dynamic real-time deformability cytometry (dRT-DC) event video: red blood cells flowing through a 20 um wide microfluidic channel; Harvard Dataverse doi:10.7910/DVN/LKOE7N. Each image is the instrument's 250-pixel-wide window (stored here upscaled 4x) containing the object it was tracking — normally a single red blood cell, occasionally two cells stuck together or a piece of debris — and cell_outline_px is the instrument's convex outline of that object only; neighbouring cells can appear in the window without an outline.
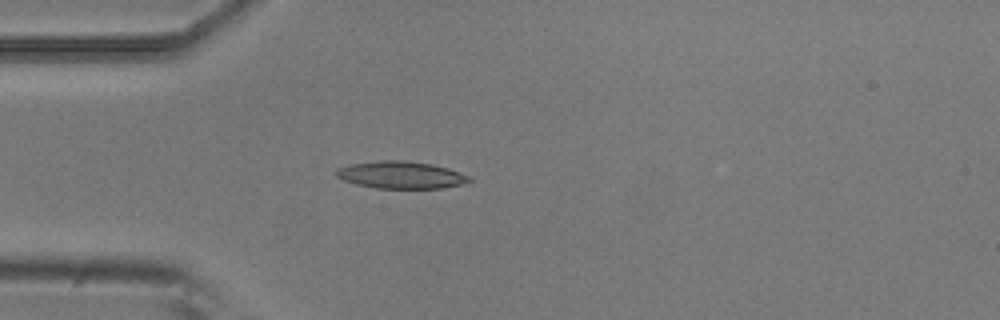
{"species": "common noctule bat (a hibernating species)", "species_latin": "Nyctalus noctula", "temperature_condition": "room temperature", "stored_images_in_passage": 2, "camera_frame_rate_fps": 3000, "um_per_image_px": 0.085, "animal": {"sex": "male", "body_mass_g": 20.5, "forearm_length_mm": 52.5}, "frame": {"image": 1, "passage_image": 2, "time_ms": 0.333, "image_size_px": [1000, 320], "cell_outline_px": [[472, 180], [460, 184], [440, 188], [376, 188], [356, 184], [344, 180], [336, 176], [332, 172], [336, 168], [352, 164], [380, 160], [404, 160], [432, 164], [448, 168], [468, 176]], "centroid_in_image_um": [34.01, 14.86], "position_along_channel_um": 51.0, "area_um2": 20.98}}